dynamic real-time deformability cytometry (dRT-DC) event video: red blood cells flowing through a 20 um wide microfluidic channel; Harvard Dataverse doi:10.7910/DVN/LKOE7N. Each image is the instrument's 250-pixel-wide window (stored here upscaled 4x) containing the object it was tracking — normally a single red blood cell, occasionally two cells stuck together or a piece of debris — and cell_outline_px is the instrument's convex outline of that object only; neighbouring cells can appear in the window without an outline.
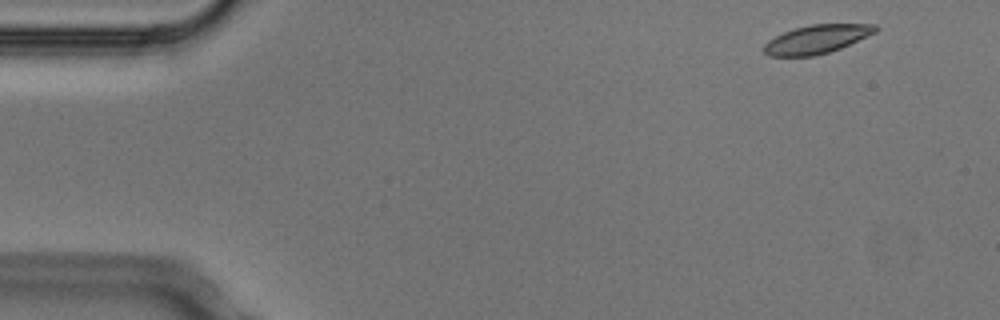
{"species": "Egyptian fruit bat (a non-hibernating species)", "species_latin": "Rousettus aegyptiacus", "temperature_condition": "cold", "stored_images_in_passage": 4, "camera_frame_rate_fps": 3000, "um_per_image_px": 0.085, "animal": {"sex": "male"}, "frame": {"image": 1, "passage_image": 1, "time_ms": 0.0, "image_size_px": [1000, 320], "cell_outline_px": [[880, 28], [876, 32], [840, 48], [828, 52], [812, 56], [768, 56], [764, 52], [764, 44], [768, 40], [784, 32], [796, 28], [812, 24], [876, 24]], "centroid_in_image_um": [69.43, 3.33], "position_along_channel_um": 15.6, "area_um2": 18.38}}
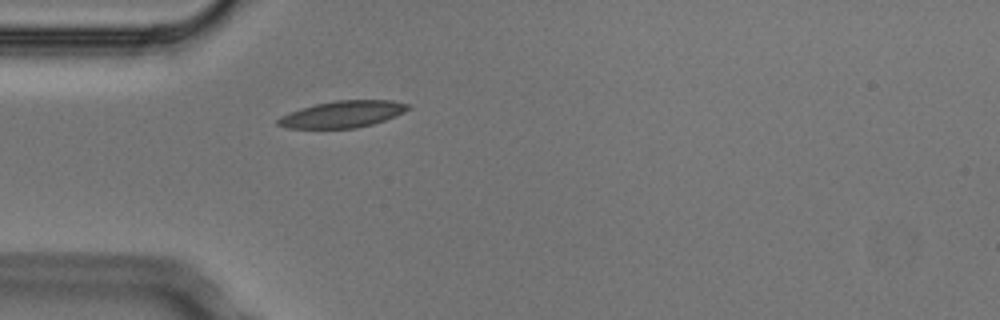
{"frame": {"image": 2, "passage_image": 4, "time_ms": 1.0, "image_size_px": [1000, 320], "cell_outline_px": [[412, 108], [396, 116], [372, 124], [356, 128], [288, 128], [276, 124], [276, 120], [280, 116], [300, 108], [316, 104], [336, 100], [392, 100], [412, 104]], "centroid_in_image_um": [29.15, 9.7], "position_along_channel_um": 55.8, "area_um2": 20.35}}